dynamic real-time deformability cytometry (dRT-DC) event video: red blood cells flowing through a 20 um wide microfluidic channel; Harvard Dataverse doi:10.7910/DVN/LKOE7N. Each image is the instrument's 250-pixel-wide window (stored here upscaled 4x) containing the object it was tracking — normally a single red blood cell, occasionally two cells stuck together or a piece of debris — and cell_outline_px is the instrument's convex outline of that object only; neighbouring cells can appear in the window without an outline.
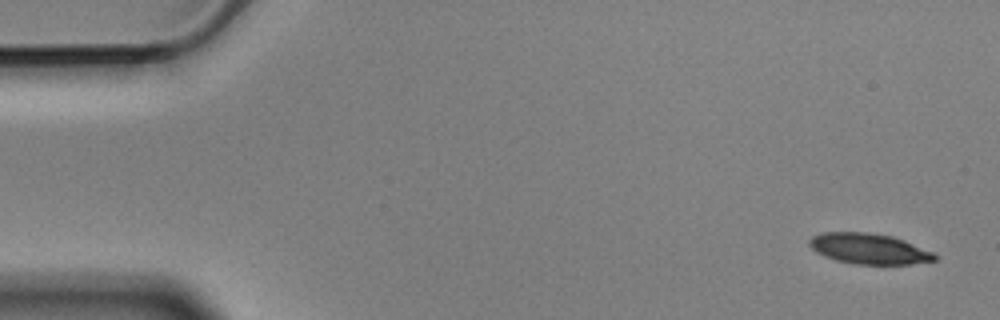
{"species": "Egyptian fruit bat (a non-hibernating species)", "species_latin": "Rousettus aegyptiacus", "temperature_condition": "cold", "stored_images_in_passage": 6, "segment_of_instrument_passage": [1, 2], "camera_frame_rate_fps": 3000, "um_per_image_px": 0.085, "animal": {"sex": "male"}, "frame": {"image": 1, "passage_image": 1, "time_ms": 0.0, "image_size_px": [1000, 320], "cell_outline_px": [[936, 260], [908, 264], [852, 264], [836, 260], [824, 256], [816, 252], [808, 244], [808, 240], [812, 236], [820, 232], [868, 232], [892, 236], [904, 240], [932, 252], [936, 256]], "centroid_in_image_um": [73.8, 21.13], "position_along_channel_um": 11.2, "area_um2": 22.31}}